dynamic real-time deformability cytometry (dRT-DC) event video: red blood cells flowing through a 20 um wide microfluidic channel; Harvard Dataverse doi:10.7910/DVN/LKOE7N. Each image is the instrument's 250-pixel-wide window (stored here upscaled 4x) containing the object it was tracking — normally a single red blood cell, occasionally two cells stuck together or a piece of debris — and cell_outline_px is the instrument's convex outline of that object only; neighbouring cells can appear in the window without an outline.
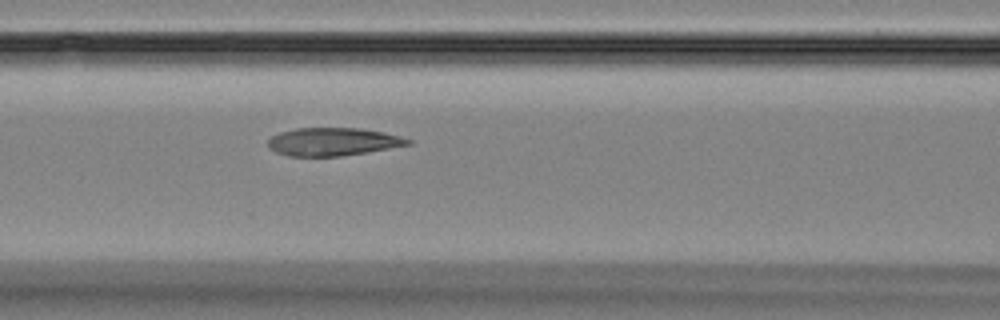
{"species": "Egyptian fruit bat (a non-hibernating species)", "species_latin": "Rousettus aegyptiacus", "temperature_condition": "room temperature", "stored_images_in_passage": 10, "camera_frame_rate_fps": 3000, "um_per_image_px": 0.085, "animal": {"sex": "female"}, "frame": {"image": 1, "passage_image": 4, "time_ms": 3.333, "image_size_px": [1000, 320], "cell_outline_px": [[412, 144], [340, 156], [288, 156], [276, 152], [268, 148], [268, 140], [272, 136], [280, 132], [296, 128], [360, 128], [384, 132], [400, 136], [412, 140]], "centroid_in_image_um": [28.27, 12.04], "position_along_channel_um": 138.3, "area_um2": 22.72}}
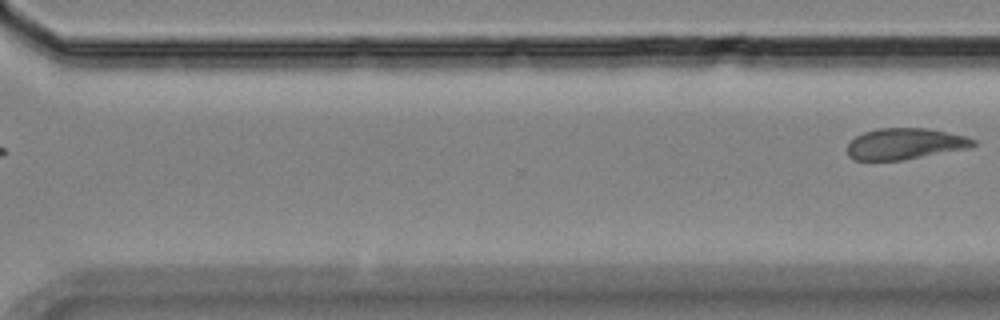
{"frame": {"image": 2, "passage_image": 10, "time_ms": 12.0, "image_size_px": [1000, 320], "cell_outline_px": [[976, 144], [968, 148], [904, 160], [852, 160], [848, 156], [848, 144], [856, 136], [864, 132], [876, 128], [928, 128], [968, 136], [976, 140]], "centroid_in_image_um": [76.94, 12.22], "position_along_channel_um": 293.7, "area_um2": 23.0}}